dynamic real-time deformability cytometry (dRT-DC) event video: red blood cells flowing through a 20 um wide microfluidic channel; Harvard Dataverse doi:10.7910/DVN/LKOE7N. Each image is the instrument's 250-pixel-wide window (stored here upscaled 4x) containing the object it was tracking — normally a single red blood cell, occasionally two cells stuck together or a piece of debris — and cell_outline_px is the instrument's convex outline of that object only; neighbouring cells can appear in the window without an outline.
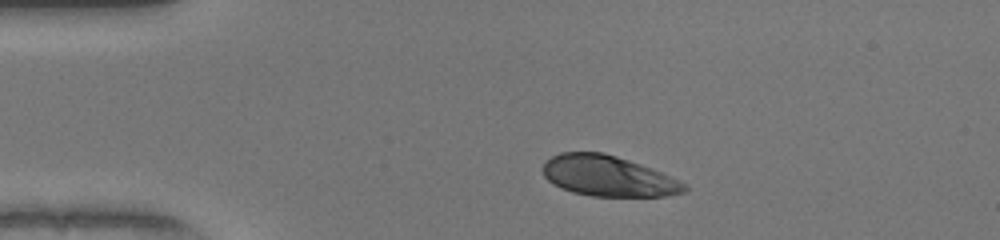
{"species": "human", "species_latin": "Homo sapiens", "temperature_condition": "warm", "stored_images_in_passage": 41, "camera_frame_rate_fps": 3000, "um_per_image_px": 0.085, "donor": {"sex": "female"}, "frame": {"image": 1, "passage_image": 1, "time_ms": 0.0, "image_size_px": [1000, 240], "cell_outline_px": [[688, 188], [684, 192], [664, 196], [592, 196], [572, 192], [548, 180], [544, 176], [540, 168], [544, 160], [560, 152], [604, 152], [652, 168], [688, 184]], "centroid_in_image_um": [51.67, 14.95], "position_along_channel_um": 33.3, "area_um2": 33.52}}
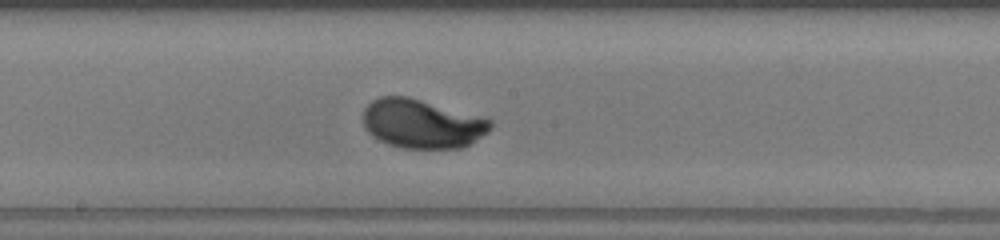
{"frame": {"image": 2, "passage_image": 18, "time_ms": 5.667, "image_size_px": [1000, 240], "cell_outline_px": [[492, 128], [488, 132], [468, 144], [460, 148], [400, 148], [388, 144], [372, 136], [364, 128], [364, 108], [372, 100], [380, 96], [408, 96], [484, 116], [492, 120]], "centroid_in_image_um": [35.88, 10.5], "position_along_channel_um": 212.3, "area_um2": 36.65}}
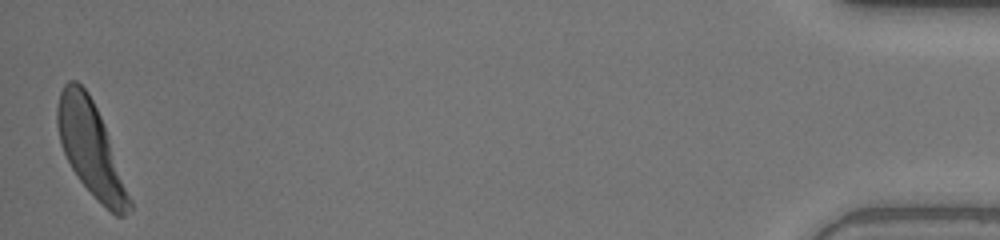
{"frame": {"image": 3, "passage_image": 41, "time_ms": 13.333, "image_size_px": [1000, 240], "cell_outline_px": [[132, 208], [124, 216], [116, 216], [80, 180], [72, 168], [60, 144], [56, 124], [56, 108], [60, 92], [64, 84], [68, 80], [76, 80], [88, 92], [100, 116], [132, 200]], "centroid_in_image_um": [7.69, 12.59], "position_along_channel_um": 427.5, "area_um2": 38.26}, "authors_computed_cell_mechanics": {"area_um2": 36.414, "velocity_mm_per_s": 4.0514, "shape_relaxation_time_tau1_ms": 1.8612, "shape_relaxation_time_tau2_ms": null, "deformation_change_tau1": 0.18, "deformation_change_tau2": null}}